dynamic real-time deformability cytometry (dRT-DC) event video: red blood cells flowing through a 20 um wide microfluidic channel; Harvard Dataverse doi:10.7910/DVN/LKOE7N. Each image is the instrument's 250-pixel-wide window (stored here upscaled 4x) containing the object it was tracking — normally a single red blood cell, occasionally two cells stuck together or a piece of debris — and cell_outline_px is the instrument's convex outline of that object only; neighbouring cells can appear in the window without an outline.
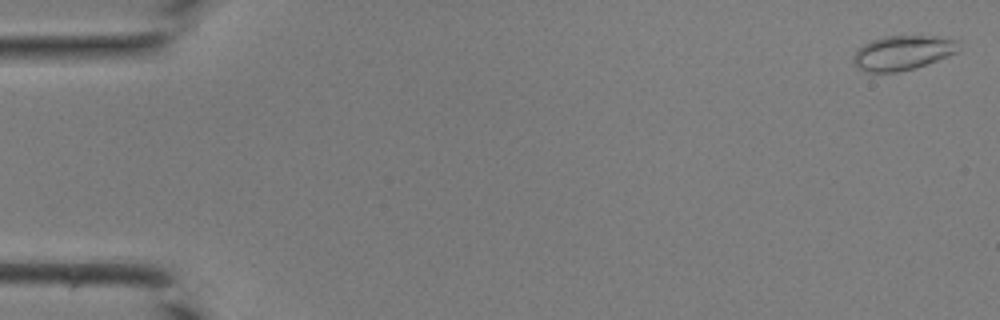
{"species": "common noctule bat (a hibernating species)", "species_latin": "Nyctalus noctula", "temperature_condition": "room temperature", "stored_images_in_passage": 43, "camera_frame_rate_fps": 3000, "um_per_image_px": 0.085, "animal": {"sex": "male", "body_mass_g": 19.0, "forearm_length_mm": 50.8}, "frame": {"image": 1, "passage_image": 1, "time_ms": 0.0, "image_size_px": [1000, 320], "cell_outline_px": [[956, 52], [948, 56], [912, 68], [896, 72], [868, 72], [860, 68], [852, 60], [852, 56], [864, 44], [872, 40], [884, 36], [936, 36], [956, 40]], "centroid_in_image_um": [76.68, 4.47], "position_along_channel_um": 8.3, "area_um2": 20.58}}
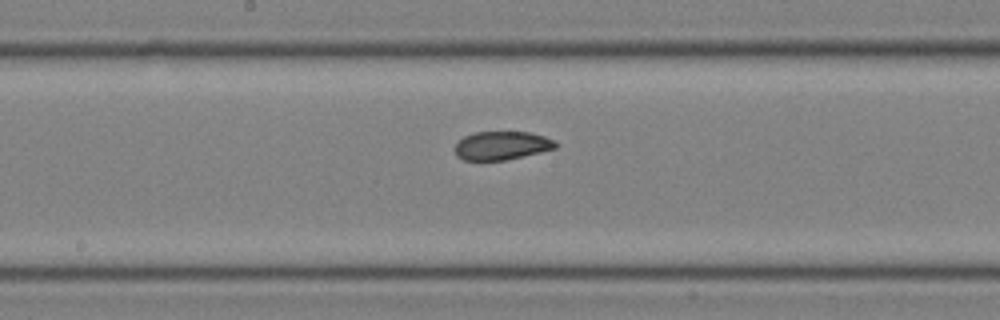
{"frame": {"image": 2, "passage_image": 23, "time_ms": 7.333, "image_size_px": [1000, 320], "cell_outline_px": [[556, 148], [540, 152], [504, 160], [464, 160], [456, 156], [452, 148], [464, 136], [476, 132], [532, 132], [556, 140]], "centroid_in_image_um": [42.62, 12.37], "position_along_channel_um": 205.6, "area_um2": 16.76}}
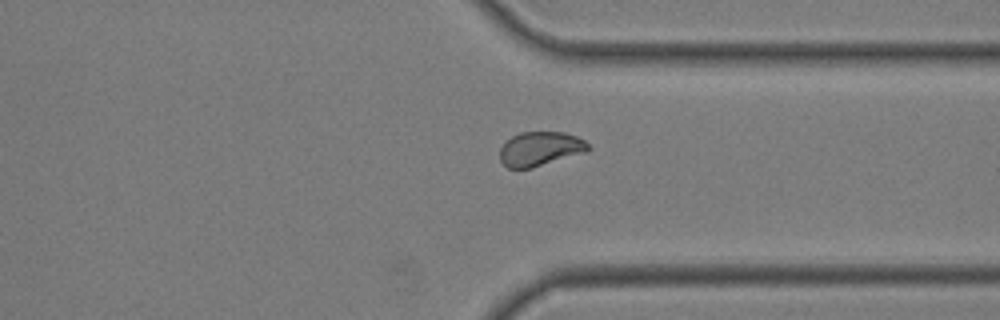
{"frame": {"image": 3, "passage_image": 33, "time_ms": 10.667, "image_size_px": [1000, 320], "cell_outline_px": [[588, 152], [532, 168], [508, 168], [500, 160], [500, 148], [512, 136], [520, 132], [564, 132], [576, 136], [584, 140], [588, 144]], "centroid_in_image_um": [45.93, 12.65], "position_along_channel_um": 365.5, "area_um2": 17.63}}